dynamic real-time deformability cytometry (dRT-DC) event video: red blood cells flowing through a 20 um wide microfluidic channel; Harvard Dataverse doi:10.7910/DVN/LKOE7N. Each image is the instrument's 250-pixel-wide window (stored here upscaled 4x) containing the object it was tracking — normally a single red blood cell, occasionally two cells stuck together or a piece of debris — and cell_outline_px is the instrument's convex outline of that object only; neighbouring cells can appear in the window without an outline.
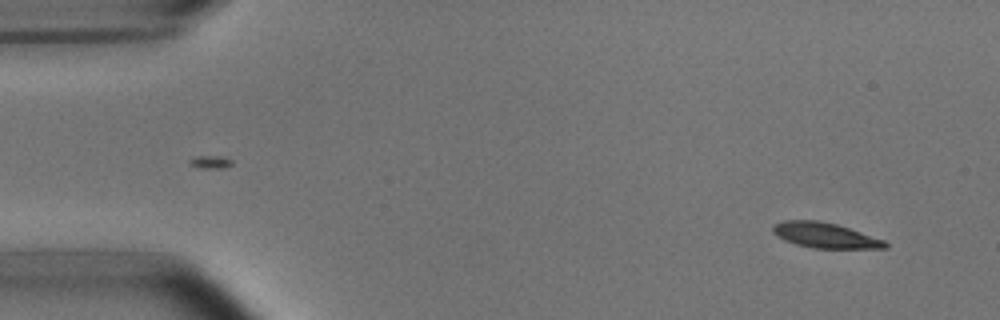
{"species": "common noctule bat (a hibernating species)", "species_latin": "Nyctalus noctula", "temperature_condition": "room temperature", "stored_images_in_passage": 52, "camera_frame_rate_fps": 3000, "um_per_image_px": 0.085, "animal": {"sex": "male", "body_mass_g": 15.6}, "frame": {"image": 1, "passage_image": 3, "time_ms": 0.667, "image_size_px": [1000, 320], "cell_outline_px": [[888, 248], [812, 248], [796, 244], [784, 240], [772, 232], [772, 228], [776, 224], [784, 220], [820, 220], [836, 224], [884, 240], [888, 244]], "centroid_in_image_um": [70.11, 20.0], "position_along_channel_um": 14.9, "area_um2": 16.36}}
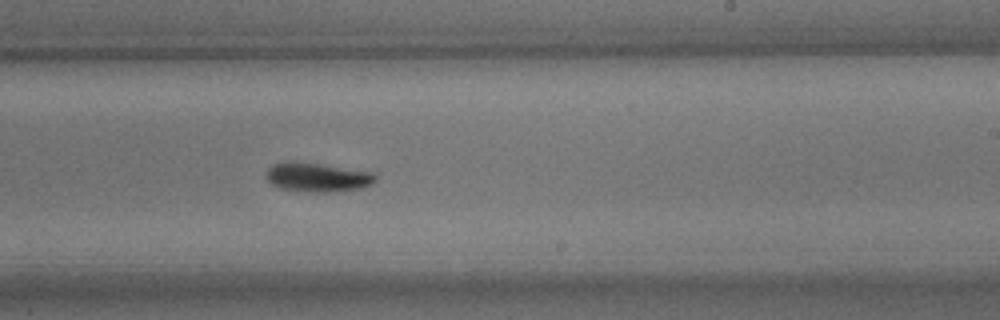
{"frame": {"image": 2, "passage_image": 31, "time_ms": 10.0, "image_size_px": [1000, 320], "cell_outline_px": [[376, 180], [372, 184], [360, 188], [332, 192], [308, 192], [280, 188], [272, 184], [268, 180], [268, 168], [272, 164], [288, 160], [376, 172]], "centroid_in_image_um": [27.0, 15.06], "position_along_channel_um": 262.0, "area_um2": 18.5}}
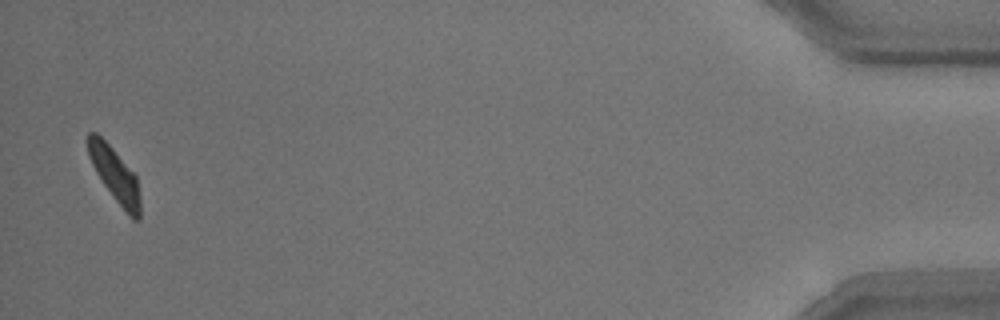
{"frame": {"image": 3, "passage_image": 51, "time_ms": 16.667, "image_size_px": [1000, 320], "cell_outline_px": [[140, 220], [132, 220], [128, 216], [104, 184], [96, 172], [88, 156], [88, 132], [96, 132], [112, 148], [136, 176], [140, 196]], "centroid_in_image_um": [9.78, 14.89], "position_along_channel_um": 425.4, "area_um2": 16.18}, "authors_computed_cell_mechanics": {"area_um2": 17.3689, "velocity_mm_per_s": 3.7634, "shape_relaxation_time_tau1_ms": 2.972, "shape_relaxation_time_tau2_ms": null, "deformation_change_tau1": 0.1177, "deformation_change_tau2": null}}